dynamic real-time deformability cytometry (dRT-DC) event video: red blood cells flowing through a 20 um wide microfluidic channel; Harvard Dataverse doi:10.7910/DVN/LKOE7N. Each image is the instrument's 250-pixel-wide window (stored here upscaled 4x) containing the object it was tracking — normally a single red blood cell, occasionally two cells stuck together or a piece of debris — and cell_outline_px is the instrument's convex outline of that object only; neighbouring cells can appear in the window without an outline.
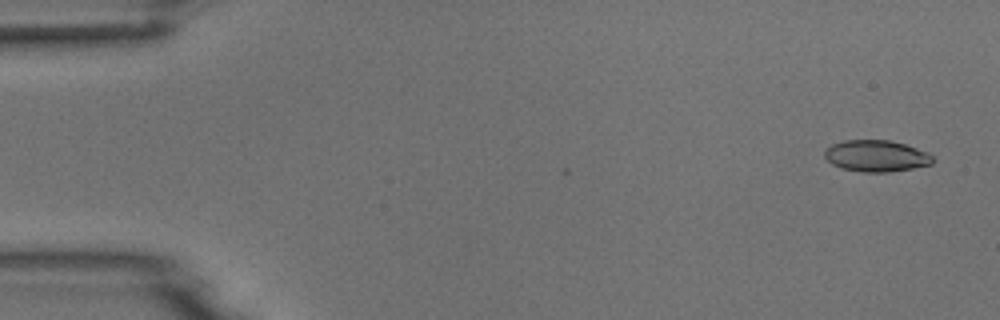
{"species": "common noctule bat (a hibernating species)", "species_latin": "Nyctalus noctula", "temperature_condition": "room temperature", "stored_images_in_passage": 9, "camera_frame_rate_fps": 3000, "um_per_image_px": 0.085, "animal": {"sex": "male", "body_mass_g": 18.8}, "frame": {"image": 1, "passage_image": 1, "time_ms": 0.0, "image_size_px": [1000, 320], "cell_outline_px": [[936, 160], [932, 164], [912, 168], [888, 172], [864, 172], [840, 168], [832, 164], [824, 156], [824, 152], [832, 144], [844, 140], [888, 140], [904, 144], [928, 152]], "centroid_in_image_um": [74.49, 13.26], "position_along_channel_um": 10.5, "area_um2": 19.83}}
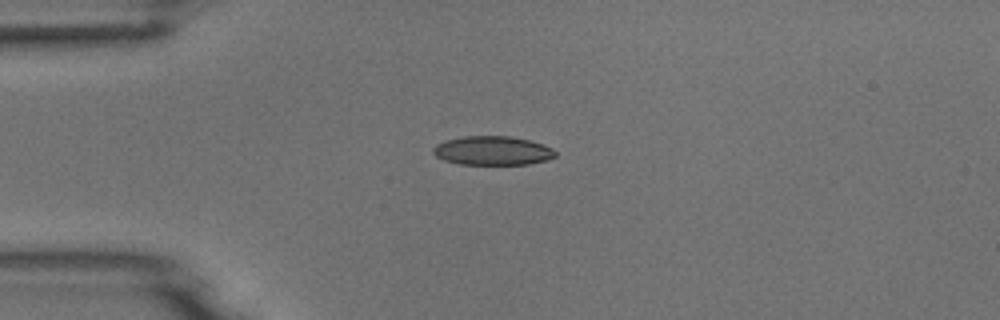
{"frame": {"image": 2, "passage_image": 4, "time_ms": 3.667, "image_size_px": [1000, 320], "cell_outline_px": [[556, 156], [548, 160], [528, 164], [460, 164], [444, 160], [436, 156], [432, 152], [432, 148], [436, 144], [444, 140], [464, 136], [508, 136], [528, 140], [544, 144], [552, 148], [556, 152]], "centroid_in_image_um": [41.86, 12.8], "position_along_channel_um": 43.1, "area_um2": 20.69}}